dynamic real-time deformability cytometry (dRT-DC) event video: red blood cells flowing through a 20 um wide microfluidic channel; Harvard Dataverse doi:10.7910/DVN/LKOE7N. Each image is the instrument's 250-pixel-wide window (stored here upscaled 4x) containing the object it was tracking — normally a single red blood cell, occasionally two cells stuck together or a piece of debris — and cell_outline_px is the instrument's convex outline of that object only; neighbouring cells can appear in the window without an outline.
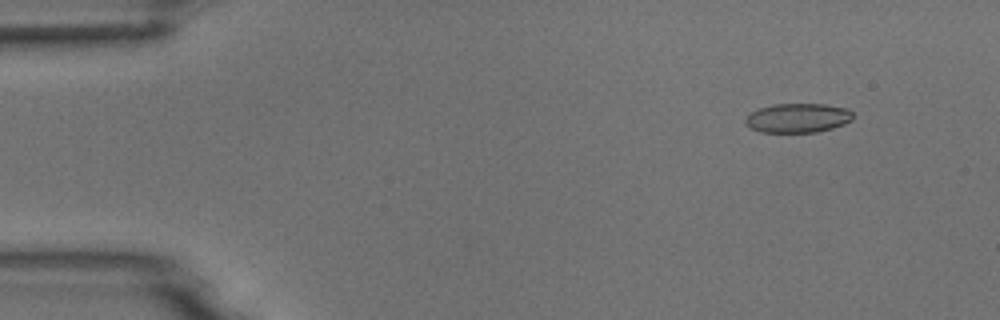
{"species": "common noctule bat (a hibernating species)", "species_latin": "Nyctalus noctula", "temperature_condition": "room temperature", "stored_images_in_passage": 7, "camera_frame_rate_fps": 3000, "um_per_image_px": 0.085, "animal": {"sex": "male", "body_mass_g": 18.8}, "frame": {"image": 1, "passage_image": 2, "time_ms": 1.0, "image_size_px": [1000, 320], "cell_outline_px": [[852, 120], [844, 124], [832, 128], [816, 132], [760, 132], [752, 128], [744, 120], [752, 112], [760, 108], [772, 104], [824, 104], [848, 108], [852, 112]], "centroid_in_image_um": [67.85, 10.02], "position_along_channel_um": 17.2, "area_um2": 18.21}}
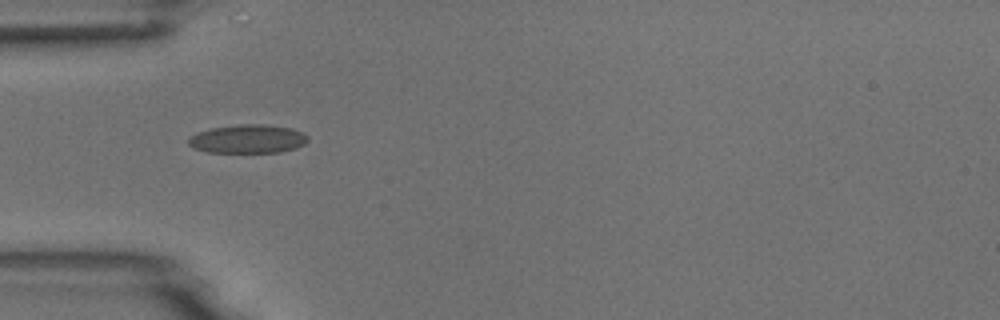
{"frame": {"image": 2, "passage_image": 5, "time_ms": 4.667, "image_size_px": [1000, 320], "cell_outline_px": [[308, 140], [304, 144], [296, 148], [280, 152], [208, 152], [196, 148], [188, 144], [188, 140], [196, 132], [212, 128], [240, 124], [264, 124], [292, 128], [304, 132], [308, 136]], "centroid_in_image_um": [21.11, 11.8], "position_along_channel_um": 63.9, "area_um2": 19.88}}